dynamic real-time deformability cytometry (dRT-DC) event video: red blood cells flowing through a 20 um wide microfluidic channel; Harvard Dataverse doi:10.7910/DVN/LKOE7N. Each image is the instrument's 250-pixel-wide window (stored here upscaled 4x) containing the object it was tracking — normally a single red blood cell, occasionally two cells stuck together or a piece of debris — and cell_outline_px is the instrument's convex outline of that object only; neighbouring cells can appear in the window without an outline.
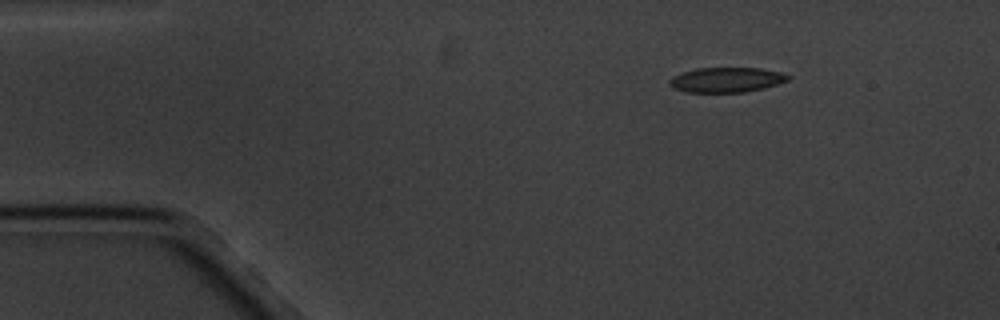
{"species": "common noctule bat (a hibernating species)", "species_latin": "Nyctalus noctula", "temperature_condition": "cold", "stored_images_in_passage": 3, "camera_frame_rate_fps": 3000, "um_per_image_px": 0.085, "animal": {"sex": "male", "body_mass_g": 20.1, "forearm_length_mm": 53.5}, "frame": {"image": 1, "passage_image": 3, "time_ms": 3.333, "image_size_px": [1000, 320], "cell_outline_px": [[792, 76], [788, 80], [764, 88], [744, 92], [684, 92], [672, 88], [668, 84], [668, 80], [672, 76], [680, 72], [696, 68], [760, 68], [780, 72]], "centroid_in_image_um": [61.69, 6.78], "position_along_channel_um": 23.3, "area_um2": 17.4}}